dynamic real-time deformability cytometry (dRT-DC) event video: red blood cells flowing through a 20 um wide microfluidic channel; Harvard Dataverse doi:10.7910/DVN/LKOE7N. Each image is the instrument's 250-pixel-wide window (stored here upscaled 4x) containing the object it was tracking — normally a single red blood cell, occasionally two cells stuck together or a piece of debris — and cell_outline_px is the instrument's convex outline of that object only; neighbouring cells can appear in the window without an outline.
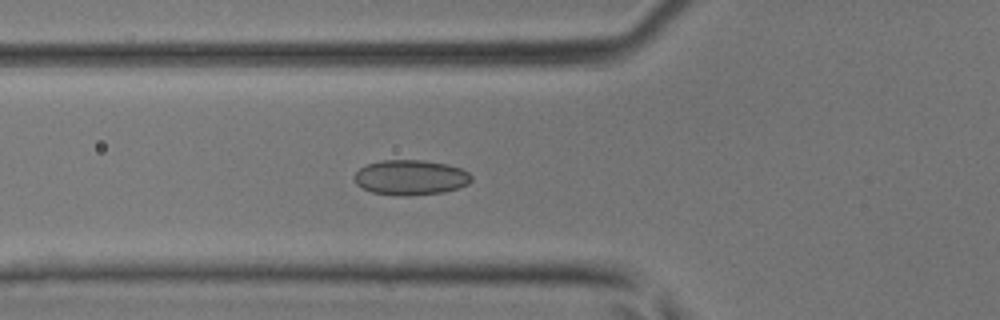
{"species": "common noctule bat (a hibernating species)", "species_latin": "Nyctalus noctula", "temperature_condition": "room temperature", "stored_images_in_passage": 47, "camera_frame_rate_fps": 3000, "um_per_image_px": 0.085, "animal": {"sex": "male", "body_mass_g": 17.9, "forearm_length_mm": 54.2}, "frame": {"image": 1, "passage_image": 18, "time_ms": 5.667, "image_size_px": [1000, 320], "cell_outline_px": [[472, 180], [468, 184], [444, 192], [408, 196], [396, 196], [372, 192], [356, 184], [352, 176], [364, 164], [380, 160], [424, 160], [448, 164], [460, 168], [468, 172], [472, 176]], "centroid_in_image_um": [34.87, 15.08], "position_along_channel_um": 90.9, "area_um2": 24.22}}
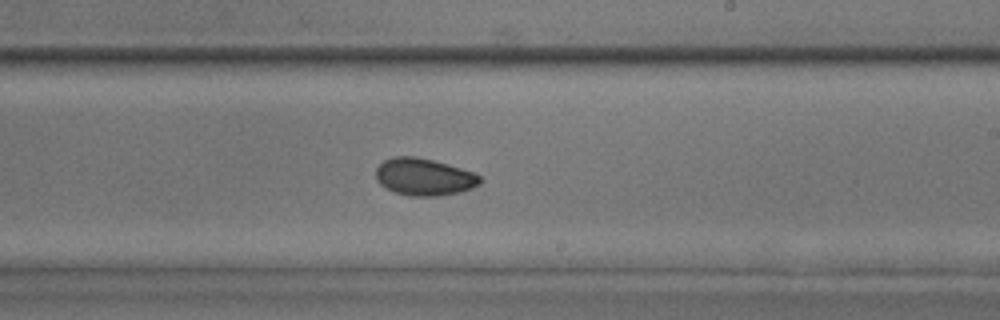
{"frame": {"image": 2, "passage_image": 29, "time_ms": 9.333, "image_size_px": [1000, 320], "cell_outline_px": [[480, 184], [472, 188], [460, 192], [436, 196], [412, 196], [396, 192], [380, 184], [376, 180], [376, 168], [384, 160], [392, 156], [416, 156], [448, 164], [476, 172], [480, 176]], "centroid_in_image_um": [36.06, 15.02], "position_along_channel_um": 252.9, "area_um2": 22.6}}
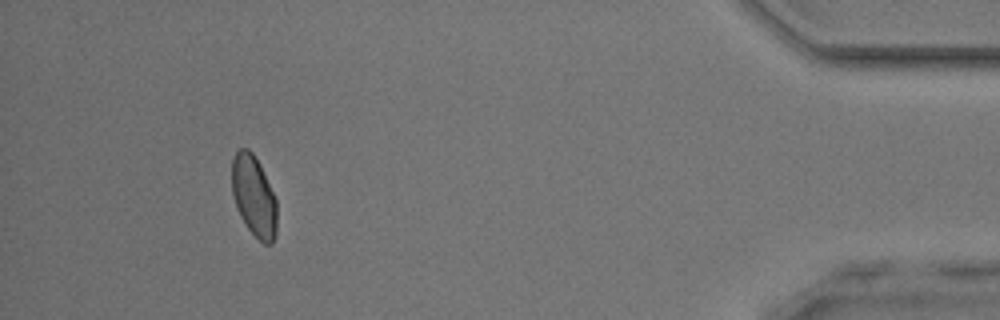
{"frame": {"image": 3, "passage_image": 44, "time_ms": 14.333, "image_size_px": [1000, 320], "cell_outline_px": [[276, 236], [272, 244], [264, 244], [248, 228], [240, 216], [232, 192], [232, 160], [236, 152], [240, 148], [248, 148], [252, 152], [260, 164], [276, 200]], "centroid_in_image_um": [21.58, 16.66], "position_along_channel_um": 413.6, "area_um2": 21.04}}